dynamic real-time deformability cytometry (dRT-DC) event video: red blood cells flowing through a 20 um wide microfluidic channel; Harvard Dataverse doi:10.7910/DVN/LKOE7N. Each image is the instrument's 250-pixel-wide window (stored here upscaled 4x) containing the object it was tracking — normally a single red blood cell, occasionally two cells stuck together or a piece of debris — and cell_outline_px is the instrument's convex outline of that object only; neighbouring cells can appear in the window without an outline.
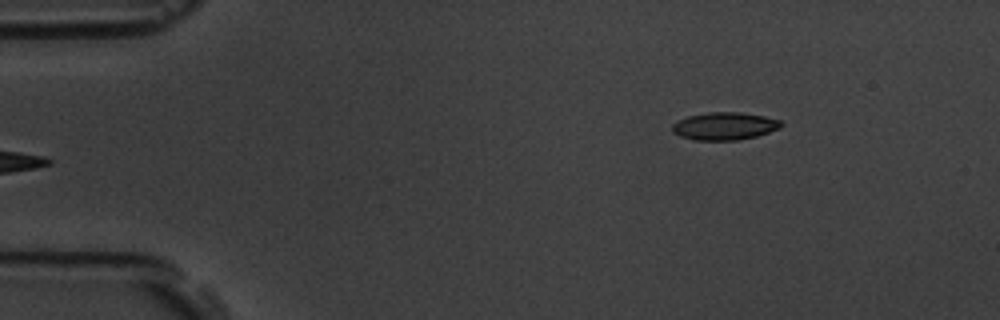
{"species": "common noctule bat (a hibernating species)", "species_latin": "Nyctalus noctula", "temperature_condition": "room temperature", "stored_images_in_passage": 4, "camera_frame_rate_fps": 3000, "um_per_image_px": 0.085, "animal": {"sex": "male", "body_mass_g": 19.5, "forearm_length_mm": 54.6}, "frame": {"image": 1, "passage_image": 4, "time_ms": 3.333, "image_size_px": [1000, 320], "cell_outline_px": [[784, 124], [780, 128], [756, 136], [736, 140], [692, 140], [680, 136], [672, 132], [672, 124], [676, 120], [688, 116], [708, 112], [740, 112], [764, 116], [780, 120]], "centroid_in_image_um": [61.55, 10.71], "position_along_channel_um": 23.4, "area_um2": 17.63}}